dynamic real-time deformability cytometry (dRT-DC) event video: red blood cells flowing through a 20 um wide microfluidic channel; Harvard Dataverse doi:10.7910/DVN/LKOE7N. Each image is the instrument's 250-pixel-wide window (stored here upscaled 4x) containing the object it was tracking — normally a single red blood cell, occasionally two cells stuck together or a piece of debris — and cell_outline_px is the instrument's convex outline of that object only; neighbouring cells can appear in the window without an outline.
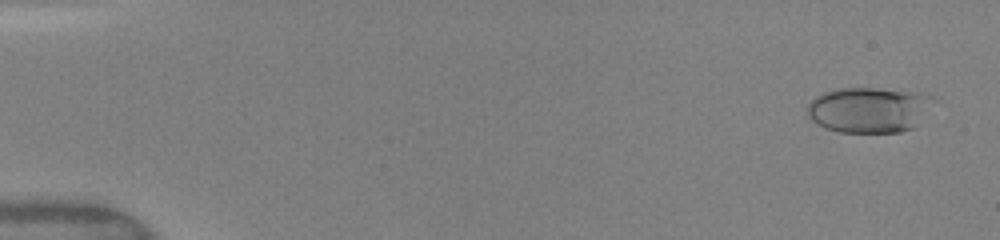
{"species": "human", "species_latin": "Homo sapiens", "temperature_condition": "warm", "stored_images_in_passage": 71, "camera_frame_rate_fps": 3000, "um_per_image_px": 0.085, "donor": {"sex": "female"}, "frame": {"image": 1, "passage_image": 2, "time_ms": 0.333, "image_size_px": [1000, 240], "cell_outline_px": [[936, 100], [916, 128], [900, 132], [840, 132], [824, 128], [812, 120], [808, 116], [808, 104], [816, 96], [824, 92], [836, 88], [876, 88], [920, 92], [932, 96]], "centroid_in_image_um": [73.91, 9.33], "position_along_channel_um": 11.1, "area_um2": 33.87}}
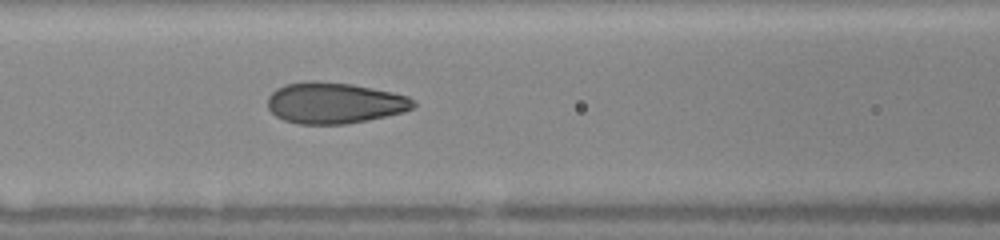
{"frame": {"image": 2, "passage_image": 35, "time_ms": 7.0, "image_size_px": [1000, 240], "cell_outline_px": [[416, 104], [412, 108], [404, 112], [368, 120], [344, 124], [296, 124], [284, 120], [276, 116], [268, 108], [268, 96], [276, 88], [284, 84], [308, 80], [316, 80], [352, 84], [392, 92], [408, 96], [416, 100]], "centroid_in_image_um": [28.42, 8.74], "position_along_channel_um": 138.2, "area_um2": 35.2}}
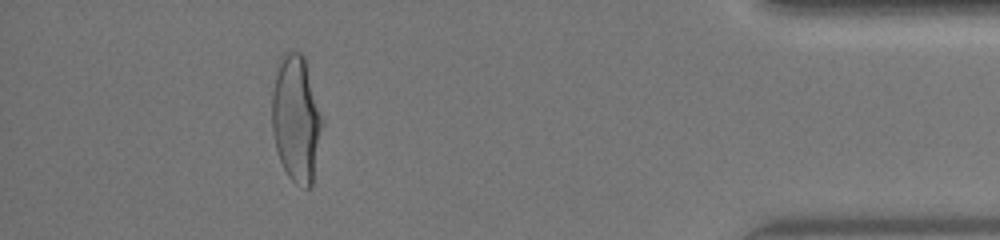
{"frame": {"image": 3, "passage_image": 67, "time_ms": 14.667, "image_size_px": [1000, 240], "cell_outline_px": [[324, 124], [312, 188], [304, 188], [296, 184], [288, 176], [280, 160], [276, 148], [272, 128], [272, 92], [280, 56], [284, 52], [300, 52], [304, 56], [324, 120]], "centroid_in_image_um": [25.21, 10.13], "position_along_channel_um": 410.0, "area_um2": 37.57}, "authors_computed_cell_mechanics": {"area_um2": 33.9864, "velocity_mm_per_s": 4.1436, "shape_relaxation_time_tau1_ms": 4.6975, "shape_relaxation_time_tau2_ms": null, "deformation_change_tau1": 0.2081, "deformation_change_tau2": null}}